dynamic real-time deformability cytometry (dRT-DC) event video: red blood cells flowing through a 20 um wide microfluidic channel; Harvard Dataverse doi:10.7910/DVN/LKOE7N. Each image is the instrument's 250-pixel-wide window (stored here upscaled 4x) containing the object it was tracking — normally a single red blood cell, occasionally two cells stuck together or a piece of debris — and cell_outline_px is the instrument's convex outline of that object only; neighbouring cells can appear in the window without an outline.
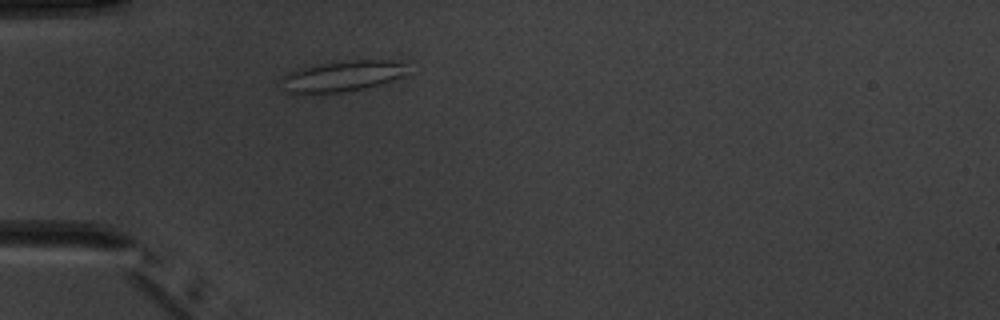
{"species": "common noctule bat (a hibernating species)", "species_latin": "Nyctalus noctula", "temperature_condition": "warm", "stored_images_in_passage": 1, "camera_frame_rate_fps": 3000, "um_per_image_px": 0.085, "animal": {"sex": "male", "body_mass_g": 20.1, "forearm_length_mm": 53.5}, "frame": {"image": 1, "passage_image": 1, "time_ms": 0.0, "image_size_px": [1000, 320], "cell_outline_px": [[404, 64], [400, 76], [380, 84], [364, 88], [340, 92], [288, 92], [276, 80], [288, 72], [320, 64], [348, 60], [384, 60]], "centroid_in_image_um": [28.96, 6.47], "position_along_channel_um": 56.0, "area_um2": 21.73}}